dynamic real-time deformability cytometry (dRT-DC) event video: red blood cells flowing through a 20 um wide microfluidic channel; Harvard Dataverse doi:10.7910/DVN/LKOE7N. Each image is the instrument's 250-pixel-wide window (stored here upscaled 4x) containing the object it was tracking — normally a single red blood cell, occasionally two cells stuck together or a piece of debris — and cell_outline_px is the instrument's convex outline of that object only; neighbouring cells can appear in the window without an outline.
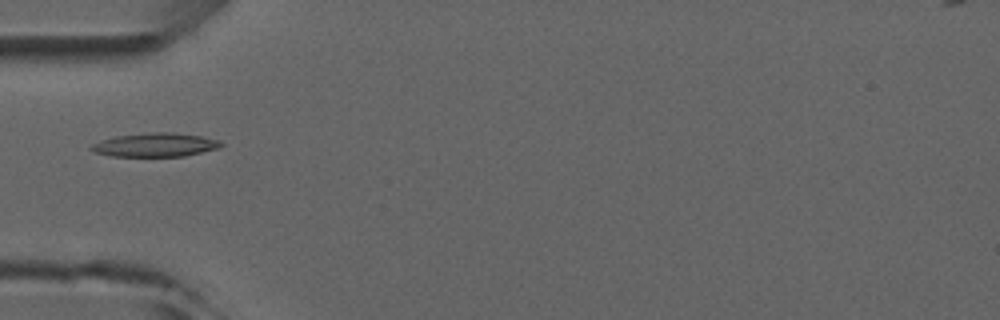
{"species": "common noctule bat (a hibernating species)", "species_latin": "Nyctalus noctula", "temperature_condition": "room temperature", "stored_images_in_passage": 2, "camera_frame_rate_fps": 3000, "um_per_image_px": 0.085, "animal": {"sex": "male", "forearm_length_mm": 52.5}, "frame": {"image": 1, "passage_image": 1, "time_ms": 0.0, "image_size_px": [1000, 320], "cell_outline_px": [[224, 144], [220, 148], [184, 156], [112, 156], [96, 152], [88, 148], [92, 144], [100, 140], [116, 136], [152, 132], [172, 132], [200, 136], [220, 140]], "centroid_in_image_um": [13.22, 12.31], "position_along_channel_um": 71.8, "area_um2": 17.92}}
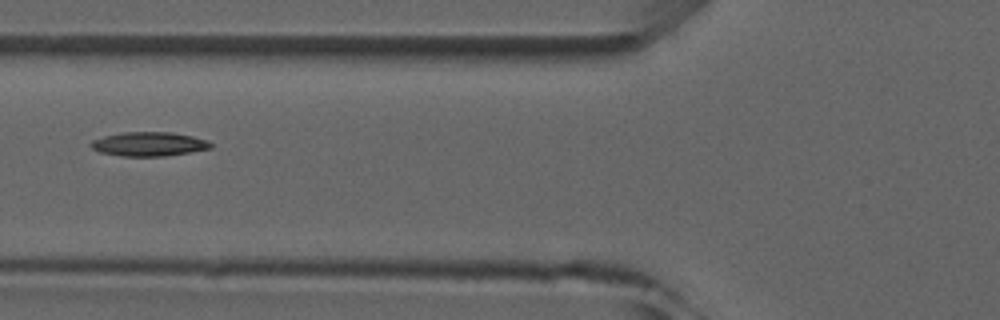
{"frame": {"image": 2, "passage_image": 2, "time_ms": 1.0, "image_size_px": [1000, 320], "cell_outline_px": [[212, 148], [164, 156], [120, 156], [100, 152], [92, 148], [88, 144], [92, 140], [104, 136], [124, 132], [172, 132], [192, 136], [208, 140], [212, 144]], "centroid_in_image_um": [12.64, 12.24], "position_along_channel_um": 113.2, "area_um2": 16.82}}